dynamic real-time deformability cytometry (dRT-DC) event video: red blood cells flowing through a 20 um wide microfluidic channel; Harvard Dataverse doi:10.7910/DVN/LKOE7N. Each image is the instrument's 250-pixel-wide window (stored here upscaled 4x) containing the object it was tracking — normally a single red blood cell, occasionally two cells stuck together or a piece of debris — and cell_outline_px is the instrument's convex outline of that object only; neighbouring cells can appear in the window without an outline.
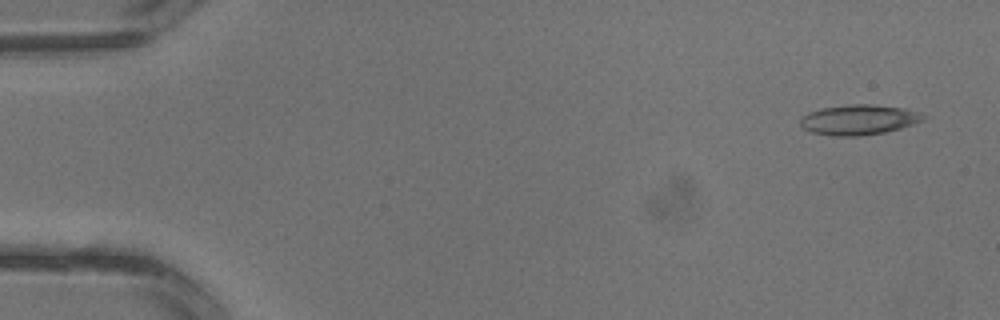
{"species": "common noctule bat (a hibernating species)", "species_latin": "Nyctalus noctula", "temperature_condition": "warm", "stored_images_in_passage": 3, "camera_frame_rate_fps": 3000, "um_per_image_px": 0.085, "animal": {"sex": "male", "body_mass_g": 13.3}, "frame": {"image": 1, "passage_image": 1, "time_ms": 0.0, "image_size_px": [1000, 320], "cell_outline_px": [[928, 116], [924, 120], [916, 124], [884, 132], [860, 136], [832, 136], [812, 132], [804, 128], [800, 124], [800, 120], [808, 112], [824, 108], [848, 104], [872, 104], [904, 108], [920, 112]], "centroid_in_image_um": [73.05, 10.17], "position_along_channel_um": 11.9, "area_um2": 21.68}}
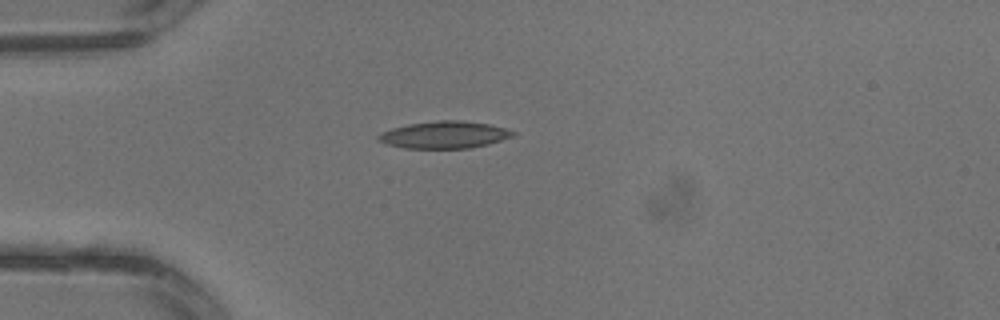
{"frame": {"image": 2, "passage_image": 3, "time_ms": 0.667, "image_size_px": [1000, 320], "cell_outline_px": [[516, 132], [512, 136], [488, 144], [468, 148], [404, 148], [388, 144], [376, 140], [376, 136], [380, 132], [392, 128], [408, 124], [440, 120], [464, 120], [488, 124], [504, 128]], "centroid_in_image_um": [37.72, 11.45], "position_along_channel_um": 47.3, "area_um2": 21.15}}